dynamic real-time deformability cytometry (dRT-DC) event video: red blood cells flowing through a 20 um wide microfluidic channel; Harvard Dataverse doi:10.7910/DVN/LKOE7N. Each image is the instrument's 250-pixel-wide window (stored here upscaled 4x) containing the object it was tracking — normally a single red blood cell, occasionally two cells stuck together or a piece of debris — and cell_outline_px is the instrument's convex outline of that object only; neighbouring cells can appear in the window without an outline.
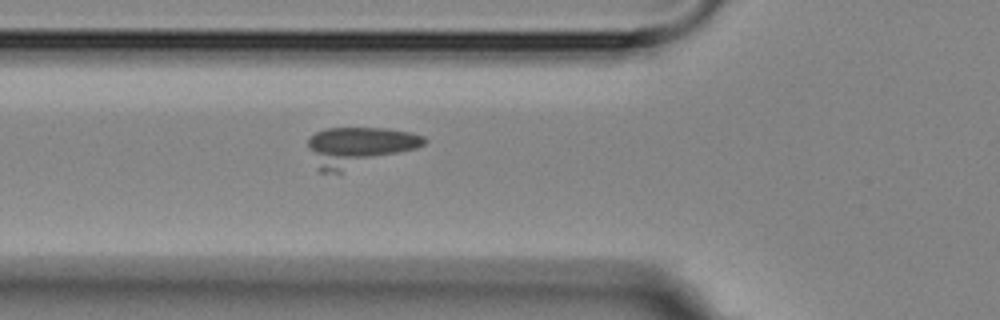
{"species": "Egyptian fruit bat (a non-hibernating species)", "species_latin": "Rousettus aegyptiacus", "temperature_condition": "room temperature", "stored_images_in_passage": 5, "camera_frame_rate_fps": 3000, "um_per_image_px": 0.085, "animal": {"sex": "female"}, "frame": {"image": 1, "passage_image": 5, "time_ms": 5.667, "image_size_px": [1000, 320], "cell_outline_px": [[428, 140], [424, 144], [416, 148], [340, 172], [320, 172], [308, 148], [308, 140], [316, 132], [324, 128], [388, 128], [412, 132], [424, 136]], "centroid_in_image_um": [30.5, 12.45], "position_along_channel_um": 95.3, "area_um2": 26.41}}